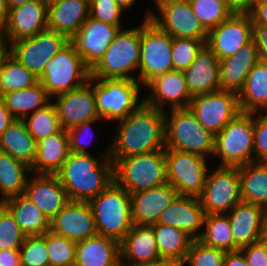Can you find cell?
I'll use <instances>...</instances> for the list:
<instances>
[{"label": "cell", "mask_w": 267, "mask_h": 266, "mask_svg": "<svg viewBox=\"0 0 267 266\" xmlns=\"http://www.w3.org/2000/svg\"><path fill=\"white\" fill-rule=\"evenodd\" d=\"M165 111L142 103L119 120L117 134L109 146V158H126L166 149Z\"/></svg>", "instance_id": "cell-1"}, {"label": "cell", "mask_w": 267, "mask_h": 266, "mask_svg": "<svg viewBox=\"0 0 267 266\" xmlns=\"http://www.w3.org/2000/svg\"><path fill=\"white\" fill-rule=\"evenodd\" d=\"M109 152L110 148L99 155L98 159L105 160L104 163L90 153L70 152L56 173L69 201L89 202L114 182V164Z\"/></svg>", "instance_id": "cell-2"}, {"label": "cell", "mask_w": 267, "mask_h": 266, "mask_svg": "<svg viewBox=\"0 0 267 266\" xmlns=\"http://www.w3.org/2000/svg\"><path fill=\"white\" fill-rule=\"evenodd\" d=\"M89 204L97 234L120 243L133 226L130 194L114 181Z\"/></svg>", "instance_id": "cell-3"}, {"label": "cell", "mask_w": 267, "mask_h": 266, "mask_svg": "<svg viewBox=\"0 0 267 266\" xmlns=\"http://www.w3.org/2000/svg\"><path fill=\"white\" fill-rule=\"evenodd\" d=\"M110 159L114 164V181L129 194L167 183L165 149Z\"/></svg>", "instance_id": "cell-4"}, {"label": "cell", "mask_w": 267, "mask_h": 266, "mask_svg": "<svg viewBox=\"0 0 267 266\" xmlns=\"http://www.w3.org/2000/svg\"><path fill=\"white\" fill-rule=\"evenodd\" d=\"M141 25L121 29L101 60L90 70L94 79H136L130 72L138 70L140 61Z\"/></svg>", "instance_id": "cell-5"}, {"label": "cell", "mask_w": 267, "mask_h": 266, "mask_svg": "<svg viewBox=\"0 0 267 266\" xmlns=\"http://www.w3.org/2000/svg\"><path fill=\"white\" fill-rule=\"evenodd\" d=\"M252 155H254V113L240 112L214 135L212 156L221 158L220 166L239 167L254 162Z\"/></svg>", "instance_id": "cell-6"}, {"label": "cell", "mask_w": 267, "mask_h": 266, "mask_svg": "<svg viewBox=\"0 0 267 266\" xmlns=\"http://www.w3.org/2000/svg\"><path fill=\"white\" fill-rule=\"evenodd\" d=\"M165 113V146L202 157L212 155L214 135L206 130L189 108L170 109Z\"/></svg>", "instance_id": "cell-7"}, {"label": "cell", "mask_w": 267, "mask_h": 266, "mask_svg": "<svg viewBox=\"0 0 267 266\" xmlns=\"http://www.w3.org/2000/svg\"><path fill=\"white\" fill-rule=\"evenodd\" d=\"M94 84L92 82L96 81ZM95 94L96 109L100 119L122 120L135 111L144 100H139L140 83L136 79L88 80Z\"/></svg>", "instance_id": "cell-8"}, {"label": "cell", "mask_w": 267, "mask_h": 266, "mask_svg": "<svg viewBox=\"0 0 267 266\" xmlns=\"http://www.w3.org/2000/svg\"><path fill=\"white\" fill-rule=\"evenodd\" d=\"M38 78L53 100L59 94L84 85L90 78V69L69 41L46 63Z\"/></svg>", "instance_id": "cell-9"}, {"label": "cell", "mask_w": 267, "mask_h": 266, "mask_svg": "<svg viewBox=\"0 0 267 266\" xmlns=\"http://www.w3.org/2000/svg\"><path fill=\"white\" fill-rule=\"evenodd\" d=\"M173 38L150 19L141 24L139 72L136 80L147 85L155 77L173 70Z\"/></svg>", "instance_id": "cell-10"}, {"label": "cell", "mask_w": 267, "mask_h": 266, "mask_svg": "<svg viewBox=\"0 0 267 266\" xmlns=\"http://www.w3.org/2000/svg\"><path fill=\"white\" fill-rule=\"evenodd\" d=\"M158 14L148 11L144 20L150 19L172 38L207 40L208 31L194 14L189 2L153 0Z\"/></svg>", "instance_id": "cell-11"}, {"label": "cell", "mask_w": 267, "mask_h": 266, "mask_svg": "<svg viewBox=\"0 0 267 266\" xmlns=\"http://www.w3.org/2000/svg\"><path fill=\"white\" fill-rule=\"evenodd\" d=\"M167 183L178 195L199 197L207 176V159L194 153L165 149Z\"/></svg>", "instance_id": "cell-12"}, {"label": "cell", "mask_w": 267, "mask_h": 266, "mask_svg": "<svg viewBox=\"0 0 267 266\" xmlns=\"http://www.w3.org/2000/svg\"><path fill=\"white\" fill-rule=\"evenodd\" d=\"M198 198L206 215L227 214L242 201L238 167L218 166L211 174L207 173Z\"/></svg>", "instance_id": "cell-13"}, {"label": "cell", "mask_w": 267, "mask_h": 266, "mask_svg": "<svg viewBox=\"0 0 267 266\" xmlns=\"http://www.w3.org/2000/svg\"><path fill=\"white\" fill-rule=\"evenodd\" d=\"M188 108L213 135L241 112L238 93L225 90L193 96Z\"/></svg>", "instance_id": "cell-14"}, {"label": "cell", "mask_w": 267, "mask_h": 266, "mask_svg": "<svg viewBox=\"0 0 267 266\" xmlns=\"http://www.w3.org/2000/svg\"><path fill=\"white\" fill-rule=\"evenodd\" d=\"M68 42L69 39L64 34L47 28L31 38L12 42L11 55L39 77L46 63Z\"/></svg>", "instance_id": "cell-15"}, {"label": "cell", "mask_w": 267, "mask_h": 266, "mask_svg": "<svg viewBox=\"0 0 267 266\" xmlns=\"http://www.w3.org/2000/svg\"><path fill=\"white\" fill-rule=\"evenodd\" d=\"M253 39V20L249 12H234L208 31L206 46L219 60L234 55Z\"/></svg>", "instance_id": "cell-16"}, {"label": "cell", "mask_w": 267, "mask_h": 266, "mask_svg": "<svg viewBox=\"0 0 267 266\" xmlns=\"http://www.w3.org/2000/svg\"><path fill=\"white\" fill-rule=\"evenodd\" d=\"M121 29L122 26H114L88 17L69 41L91 70L104 56Z\"/></svg>", "instance_id": "cell-17"}, {"label": "cell", "mask_w": 267, "mask_h": 266, "mask_svg": "<svg viewBox=\"0 0 267 266\" xmlns=\"http://www.w3.org/2000/svg\"><path fill=\"white\" fill-rule=\"evenodd\" d=\"M48 4L35 0L9 9L0 35L11 44L14 41L31 38L47 29Z\"/></svg>", "instance_id": "cell-18"}, {"label": "cell", "mask_w": 267, "mask_h": 266, "mask_svg": "<svg viewBox=\"0 0 267 266\" xmlns=\"http://www.w3.org/2000/svg\"><path fill=\"white\" fill-rule=\"evenodd\" d=\"M55 97L56 102L53 103L62 129L68 130L82 122L100 119L95 104L94 88L89 81Z\"/></svg>", "instance_id": "cell-19"}, {"label": "cell", "mask_w": 267, "mask_h": 266, "mask_svg": "<svg viewBox=\"0 0 267 266\" xmlns=\"http://www.w3.org/2000/svg\"><path fill=\"white\" fill-rule=\"evenodd\" d=\"M50 231L75 242L97 235L89 202L69 201L50 220Z\"/></svg>", "instance_id": "cell-20"}, {"label": "cell", "mask_w": 267, "mask_h": 266, "mask_svg": "<svg viewBox=\"0 0 267 266\" xmlns=\"http://www.w3.org/2000/svg\"><path fill=\"white\" fill-rule=\"evenodd\" d=\"M146 87L151 89L152 93L143 99L144 102L163 111L166 103L170 104L171 109L188 108L192 99L183 71L172 70L159 75Z\"/></svg>", "instance_id": "cell-21"}, {"label": "cell", "mask_w": 267, "mask_h": 266, "mask_svg": "<svg viewBox=\"0 0 267 266\" xmlns=\"http://www.w3.org/2000/svg\"><path fill=\"white\" fill-rule=\"evenodd\" d=\"M235 251L262 240L267 210L258 204L240 201L228 213Z\"/></svg>", "instance_id": "cell-22"}, {"label": "cell", "mask_w": 267, "mask_h": 266, "mask_svg": "<svg viewBox=\"0 0 267 266\" xmlns=\"http://www.w3.org/2000/svg\"><path fill=\"white\" fill-rule=\"evenodd\" d=\"M28 180L23 195L50 221L69 202L66 190L56 174H38Z\"/></svg>", "instance_id": "cell-23"}, {"label": "cell", "mask_w": 267, "mask_h": 266, "mask_svg": "<svg viewBox=\"0 0 267 266\" xmlns=\"http://www.w3.org/2000/svg\"><path fill=\"white\" fill-rule=\"evenodd\" d=\"M206 212L198 197L177 195L160 214L158 222L186 232L194 240L201 237L198 229L204 227Z\"/></svg>", "instance_id": "cell-24"}, {"label": "cell", "mask_w": 267, "mask_h": 266, "mask_svg": "<svg viewBox=\"0 0 267 266\" xmlns=\"http://www.w3.org/2000/svg\"><path fill=\"white\" fill-rule=\"evenodd\" d=\"M178 195L169 184L131 193L132 222L150 226L158 222L160 214Z\"/></svg>", "instance_id": "cell-25"}, {"label": "cell", "mask_w": 267, "mask_h": 266, "mask_svg": "<svg viewBox=\"0 0 267 266\" xmlns=\"http://www.w3.org/2000/svg\"><path fill=\"white\" fill-rule=\"evenodd\" d=\"M220 60L204 45L192 64L183 71L190 95L212 93L220 90Z\"/></svg>", "instance_id": "cell-26"}, {"label": "cell", "mask_w": 267, "mask_h": 266, "mask_svg": "<svg viewBox=\"0 0 267 266\" xmlns=\"http://www.w3.org/2000/svg\"><path fill=\"white\" fill-rule=\"evenodd\" d=\"M260 60L258 45L252 39L234 55L220 60V90L239 93L252 67Z\"/></svg>", "instance_id": "cell-27"}, {"label": "cell", "mask_w": 267, "mask_h": 266, "mask_svg": "<svg viewBox=\"0 0 267 266\" xmlns=\"http://www.w3.org/2000/svg\"><path fill=\"white\" fill-rule=\"evenodd\" d=\"M159 259L161 257L153 228L133 224L120 242V262L123 266H138Z\"/></svg>", "instance_id": "cell-28"}, {"label": "cell", "mask_w": 267, "mask_h": 266, "mask_svg": "<svg viewBox=\"0 0 267 266\" xmlns=\"http://www.w3.org/2000/svg\"><path fill=\"white\" fill-rule=\"evenodd\" d=\"M89 0H61L48 4L47 27L69 40L89 17Z\"/></svg>", "instance_id": "cell-29"}, {"label": "cell", "mask_w": 267, "mask_h": 266, "mask_svg": "<svg viewBox=\"0 0 267 266\" xmlns=\"http://www.w3.org/2000/svg\"><path fill=\"white\" fill-rule=\"evenodd\" d=\"M70 154L68 132L60 129L37 142L36 154L30 166L32 173L56 174Z\"/></svg>", "instance_id": "cell-30"}, {"label": "cell", "mask_w": 267, "mask_h": 266, "mask_svg": "<svg viewBox=\"0 0 267 266\" xmlns=\"http://www.w3.org/2000/svg\"><path fill=\"white\" fill-rule=\"evenodd\" d=\"M120 261V243L95 235L76 242L74 266H114Z\"/></svg>", "instance_id": "cell-31"}, {"label": "cell", "mask_w": 267, "mask_h": 266, "mask_svg": "<svg viewBox=\"0 0 267 266\" xmlns=\"http://www.w3.org/2000/svg\"><path fill=\"white\" fill-rule=\"evenodd\" d=\"M14 216L26 236H41L50 230V221L23 194L9 197L1 202Z\"/></svg>", "instance_id": "cell-32"}, {"label": "cell", "mask_w": 267, "mask_h": 266, "mask_svg": "<svg viewBox=\"0 0 267 266\" xmlns=\"http://www.w3.org/2000/svg\"><path fill=\"white\" fill-rule=\"evenodd\" d=\"M238 98L241 112L267 111V62L259 60L252 67Z\"/></svg>", "instance_id": "cell-33"}, {"label": "cell", "mask_w": 267, "mask_h": 266, "mask_svg": "<svg viewBox=\"0 0 267 266\" xmlns=\"http://www.w3.org/2000/svg\"><path fill=\"white\" fill-rule=\"evenodd\" d=\"M37 142L27 131L23 120L15 119L0 135V151L10 154L29 167L35 159Z\"/></svg>", "instance_id": "cell-34"}, {"label": "cell", "mask_w": 267, "mask_h": 266, "mask_svg": "<svg viewBox=\"0 0 267 266\" xmlns=\"http://www.w3.org/2000/svg\"><path fill=\"white\" fill-rule=\"evenodd\" d=\"M242 201L267 210V162H250L238 167Z\"/></svg>", "instance_id": "cell-35"}, {"label": "cell", "mask_w": 267, "mask_h": 266, "mask_svg": "<svg viewBox=\"0 0 267 266\" xmlns=\"http://www.w3.org/2000/svg\"><path fill=\"white\" fill-rule=\"evenodd\" d=\"M5 106L15 119L23 120L28 115L34 113L48 105L51 96L44 89L41 82L25 88L6 93L1 96Z\"/></svg>", "instance_id": "cell-36"}, {"label": "cell", "mask_w": 267, "mask_h": 266, "mask_svg": "<svg viewBox=\"0 0 267 266\" xmlns=\"http://www.w3.org/2000/svg\"><path fill=\"white\" fill-rule=\"evenodd\" d=\"M150 226L155 234L160 257L183 263L194 239L186 232L166 224L155 223Z\"/></svg>", "instance_id": "cell-37"}, {"label": "cell", "mask_w": 267, "mask_h": 266, "mask_svg": "<svg viewBox=\"0 0 267 266\" xmlns=\"http://www.w3.org/2000/svg\"><path fill=\"white\" fill-rule=\"evenodd\" d=\"M26 172L31 173L27 164L0 151V193L3 196L0 203L9 197L23 194L27 182Z\"/></svg>", "instance_id": "cell-38"}, {"label": "cell", "mask_w": 267, "mask_h": 266, "mask_svg": "<svg viewBox=\"0 0 267 266\" xmlns=\"http://www.w3.org/2000/svg\"><path fill=\"white\" fill-rule=\"evenodd\" d=\"M205 232L198 239L204 245L226 252L235 251V241L227 214L206 215Z\"/></svg>", "instance_id": "cell-39"}, {"label": "cell", "mask_w": 267, "mask_h": 266, "mask_svg": "<svg viewBox=\"0 0 267 266\" xmlns=\"http://www.w3.org/2000/svg\"><path fill=\"white\" fill-rule=\"evenodd\" d=\"M38 82L39 78L34 73L10 55L0 73V97L12 91L29 88Z\"/></svg>", "instance_id": "cell-40"}, {"label": "cell", "mask_w": 267, "mask_h": 266, "mask_svg": "<svg viewBox=\"0 0 267 266\" xmlns=\"http://www.w3.org/2000/svg\"><path fill=\"white\" fill-rule=\"evenodd\" d=\"M27 131L36 142L57 133L61 126L54 103L38 109L23 119Z\"/></svg>", "instance_id": "cell-41"}, {"label": "cell", "mask_w": 267, "mask_h": 266, "mask_svg": "<svg viewBox=\"0 0 267 266\" xmlns=\"http://www.w3.org/2000/svg\"><path fill=\"white\" fill-rule=\"evenodd\" d=\"M189 3L207 31L217 27L234 13L224 0H191Z\"/></svg>", "instance_id": "cell-42"}, {"label": "cell", "mask_w": 267, "mask_h": 266, "mask_svg": "<svg viewBox=\"0 0 267 266\" xmlns=\"http://www.w3.org/2000/svg\"><path fill=\"white\" fill-rule=\"evenodd\" d=\"M46 246L50 266H74L76 242L50 230L46 232Z\"/></svg>", "instance_id": "cell-43"}, {"label": "cell", "mask_w": 267, "mask_h": 266, "mask_svg": "<svg viewBox=\"0 0 267 266\" xmlns=\"http://www.w3.org/2000/svg\"><path fill=\"white\" fill-rule=\"evenodd\" d=\"M26 235L23 233L14 216L0 203V250H19Z\"/></svg>", "instance_id": "cell-44"}, {"label": "cell", "mask_w": 267, "mask_h": 266, "mask_svg": "<svg viewBox=\"0 0 267 266\" xmlns=\"http://www.w3.org/2000/svg\"><path fill=\"white\" fill-rule=\"evenodd\" d=\"M226 251L204 245L193 240L182 265L188 266H224Z\"/></svg>", "instance_id": "cell-45"}, {"label": "cell", "mask_w": 267, "mask_h": 266, "mask_svg": "<svg viewBox=\"0 0 267 266\" xmlns=\"http://www.w3.org/2000/svg\"><path fill=\"white\" fill-rule=\"evenodd\" d=\"M206 41L191 38H173L171 49L173 70L185 71L192 64Z\"/></svg>", "instance_id": "cell-46"}, {"label": "cell", "mask_w": 267, "mask_h": 266, "mask_svg": "<svg viewBox=\"0 0 267 266\" xmlns=\"http://www.w3.org/2000/svg\"><path fill=\"white\" fill-rule=\"evenodd\" d=\"M19 250L21 266H50L46 233L41 236H26Z\"/></svg>", "instance_id": "cell-47"}, {"label": "cell", "mask_w": 267, "mask_h": 266, "mask_svg": "<svg viewBox=\"0 0 267 266\" xmlns=\"http://www.w3.org/2000/svg\"><path fill=\"white\" fill-rule=\"evenodd\" d=\"M89 17L114 26H121L120 17L125 11L115 0H89Z\"/></svg>", "instance_id": "cell-48"}, {"label": "cell", "mask_w": 267, "mask_h": 266, "mask_svg": "<svg viewBox=\"0 0 267 266\" xmlns=\"http://www.w3.org/2000/svg\"><path fill=\"white\" fill-rule=\"evenodd\" d=\"M254 112V161L267 162V111ZM265 114V115H264Z\"/></svg>", "instance_id": "cell-49"}, {"label": "cell", "mask_w": 267, "mask_h": 266, "mask_svg": "<svg viewBox=\"0 0 267 266\" xmlns=\"http://www.w3.org/2000/svg\"><path fill=\"white\" fill-rule=\"evenodd\" d=\"M101 119H95V120H89L82 122L81 124L74 126L67 130L68 137H69V146H70V152H76V153H83V154H89V151L87 150L86 145H89L94 135H89V131L91 132L92 127L91 125ZM90 137V139L86 142L82 140L83 135H87ZM85 137V136H84Z\"/></svg>", "instance_id": "cell-50"}, {"label": "cell", "mask_w": 267, "mask_h": 266, "mask_svg": "<svg viewBox=\"0 0 267 266\" xmlns=\"http://www.w3.org/2000/svg\"><path fill=\"white\" fill-rule=\"evenodd\" d=\"M248 266H267V243L262 239L241 248Z\"/></svg>", "instance_id": "cell-51"}, {"label": "cell", "mask_w": 267, "mask_h": 266, "mask_svg": "<svg viewBox=\"0 0 267 266\" xmlns=\"http://www.w3.org/2000/svg\"><path fill=\"white\" fill-rule=\"evenodd\" d=\"M249 13L253 26L267 27V0H256Z\"/></svg>", "instance_id": "cell-52"}, {"label": "cell", "mask_w": 267, "mask_h": 266, "mask_svg": "<svg viewBox=\"0 0 267 266\" xmlns=\"http://www.w3.org/2000/svg\"><path fill=\"white\" fill-rule=\"evenodd\" d=\"M253 39L258 45L260 60L267 62V27L253 26Z\"/></svg>", "instance_id": "cell-53"}, {"label": "cell", "mask_w": 267, "mask_h": 266, "mask_svg": "<svg viewBox=\"0 0 267 266\" xmlns=\"http://www.w3.org/2000/svg\"><path fill=\"white\" fill-rule=\"evenodd\" d=\"M0 266H21L20 250H0Z\"/></svg>", "instance_id": "cell-54"}, {"label": "cell", "mask_w": 267, "mask_h": 266, "mask_svg": "<svg viewBox=\"0 0 267 266\" xmlns=\"http://www.w3.org/2000/svg\"><path fill=\"white\" fill-rule=\"evenodd\" d=\"M224 266H248L243 251L239 249L226 252Z\"/></svg>", "instance_id": "cell-55"}, {"label": "cell", "mask_w": 267, "mask_h": 266, "mask_svg": "<svg viewBox=\"0 0 267 266\" xmlns=\"http://www.w3.org/2000/svg\"><path fill=\"white\" fill-rule=\"evenodd\" d=\"M14 121L15 117L7 109L3 100L0 97V135Z\"/></svg>", "instance_id": "cell-56"}, {"label": "cell", "mask_w": 267, "mask_h": 266, "mask_svg": "<svg viewBox=\"0 0 267 266\" xmlns=\"http://www.w3.org/2000/svg\"><path fill=\"white\" fill-rule=\"evenodd\" d=\"M234 12H249L256 0H224Z\"/></svg>", "instance_id": "cell-57"}, {"label": "cell", "mask_w": 267, "mask_h": 266, "mask_svg": "<svg viewBox=\"0 0 267 266\" xmlns=\"http://www.w3.org/2000/svg\"><path fill=\"white\" fill-rule=\"evenodd\" d=\"M11 55V46L10 44L0 35V73L3 69V66Z\"/></svg>", "instance_id": "cell-58"}, {"label": "cell", "mask_w": 267, "mask_h": 266, "mask_svg": "<svg viewBox=\"0 0 267 266\" xmlns=\"http://www.w3.org/2000/svg\"><path fill=\"white\" fill-rule=\"evenodd\" d=\"M138 266H183V265L182 263L175 260L161 258L159 260L152 261L146 264H141Z\"/></svg>", "instance_id": "cell-59"}, {"label": "cell", "mask_w": 267, "mask_h": 266, "mask_svg": "<svg viewBox=\"0 0 267 266\" xmlns=\"http://www.w3.org/2000/svg\"><path fill=\"white\" fill-rule=\"evenodd\" d=\"M9 9L6 0H0V30L3 28L7 21Z\"/></svg>", "instance_id": "cell-60"}, {"label": "cell", "mask_w": 267, "mask_h": 266, "mask_svg": "<svg viewBox=\"0 0 267 266\" xmlns=\"http://www.w3.org/2000/svg\"><path fill=\"white\" fill-rule=\"evenodd\" d=\"M32 1H35V0H6V4H7L8 9H11L15 6H19V5L32 2Z\"/></svg>", "instance_id": "cell-61"}, {"label": "cell", "mask_w": 267, "mask_h": 266, "mask_svg": "<svg viewBox=\"0 0 267 266\" xmlns=\"http://www.w3.org/2000/svg\"><path fill=\"white\" fill-rule=\"evenodd\" d=\"M124 10L129 9L136 0H115Z\"/></svg>", "instance_id": "cell-62"}, {"label": "cell", "mask_w": 267, "mask_h": 266, "mask_svg": "<svg viewBox=\"0 0 267 266\" xmlns=\"http://www.w3.org/2000/svg\"><path fill=\"white\" fill-rule=\"evenodd\" d=\"M262 239L267 243V215L264 221L263 237Z\"/></svg>", "instance_id": "cell-63"}, {"label": "cell", "mask_w": 267, "mask_h": 266, "mask_svg": "<svg viewBox=\"0 0 267 266\" xmlns=\"http://www.w3.org/2000/svg\"><path fill=\"white\" fill-rule=\"evenodd\" d=\"M47 2V4L49 3H53V2H58V1H61V0H45Z\"/></svg>", "instance_id": "cell-64"}, {"label": "cell", "mask_w": 267, "mask_h": 266, "mask_svg": "<svg viewBox=\"0 0 267 266\" xmlns=\"http://www.w3.org/2000/svg\"><path fill=\"white\" fill-rule=\"evenodd\" d=\"M114 266H123V264L119 261L116 265Z\"/></svg>", "instance_id": "cell-65"}, {"label": "cell", "mask_w": 267, "mask_h": 266, "mask_svg": "<svg viewBox=\"0 0 267 266\" xmlns=\"http://www.w3.org/2000/svg\"><path fill=\"white\" fill-rule=\"evenodd\" d=\"M175 1H184V2H190L191 0H175Z\"/></svg>", "instance_id": "cell-66"}]
</instances>
